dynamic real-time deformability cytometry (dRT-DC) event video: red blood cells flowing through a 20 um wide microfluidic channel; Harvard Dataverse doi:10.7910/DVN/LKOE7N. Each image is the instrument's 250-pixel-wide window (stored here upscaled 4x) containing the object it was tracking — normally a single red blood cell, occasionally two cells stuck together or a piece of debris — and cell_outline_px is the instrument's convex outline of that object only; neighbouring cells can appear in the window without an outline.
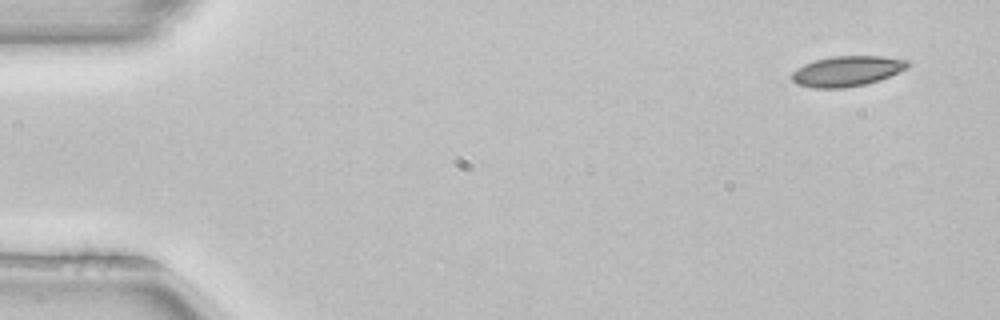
{"species": "common noctule bat (a hibernating species)", "species_latin": "Nyctalus noctula", "temperature_condition": "room temperature", "stored_images_in_passage": 4, "camera_frame_rate_fps": 3000, "um_per_image_px": 0.085, "animal": {"sex": "female", "body_mass_g": 22.7, "forearm_length_mm": 54.2}, "frame": {"image": 1, "passage_image": 1, "time_ms": 0.0, "image_size_px": [1000, 320], "cell_outline_px": [[912, 64], [908, 68], [880, 80], [864, 84], [844, 88], [816, 88], [796, 84], [792, 80], [792, 72], [804, 64], [816, 60], [832, 56], [880, 56], [908, 60]], "centroid_in_image_um": [72.02, 6.04], "position_along_channel_um": 13.0, "area_um2": 20.46}}
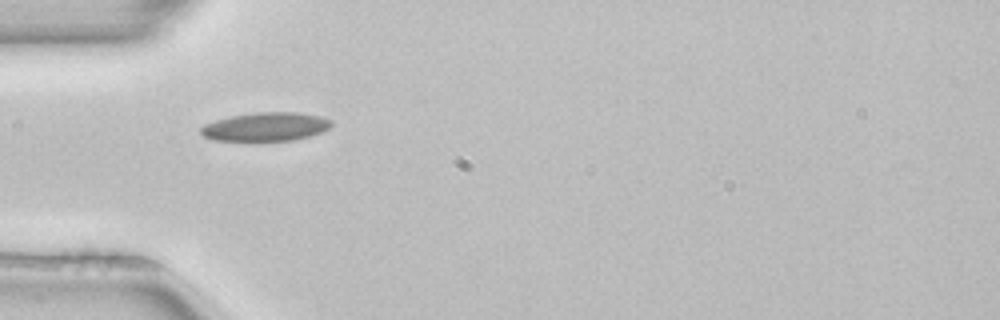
{"frame": {"image": 2, "passage_image": 4, "time_ms": 1.0, "image_size_px": [1000, 320], "cell_outline_px": [[332, 124], [328, 128], [320, 132], [308, 136], [292, 140], [212, 140], [204, 136], [200, 132], [200, 128], [204, 124], [216, 120], [232, 116], [256, 112], [296, 112], [320, 116], [332, 120]], "centroid_in_image_um": [22.57, 10.76], "position_along_channel_um": 62.4, "area_um2": 21.5}}